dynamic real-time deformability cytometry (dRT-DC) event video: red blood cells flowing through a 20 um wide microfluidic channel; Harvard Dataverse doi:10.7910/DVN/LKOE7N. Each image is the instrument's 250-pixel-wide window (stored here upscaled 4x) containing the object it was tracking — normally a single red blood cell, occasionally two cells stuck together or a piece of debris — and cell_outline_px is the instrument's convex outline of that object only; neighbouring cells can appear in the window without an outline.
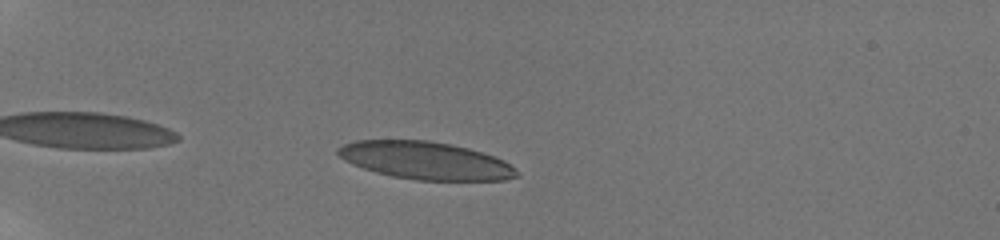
{"species": "human", "species_latin": "Homo sapiens", "temperature_condition": "room temperature", "stored_images_in_passage": 15, "camera_frame_rate_fps": 3000, "um_per_image_px": 0.085, "donor": {"sex": "male"}, "frame": {"image": 1, "passage_image": 5, "time_ms": 1.333, "image_size_px": [1000, 240], "cell_outline_px": [[520, 176], [504, 180], [416, 180], [392, 176], [376, 172], [352, 164], [344, 160], [336, 152], [336, 148], [344, 144], [356, 140], [428, 140], [452, 144], [468, 148], [504, 160], [516, 168], [520, 172]], "centroid_in_image_um": [36.18, 13.64], "position_along_channel_um": 48.8, "area_um2": 39.25}}
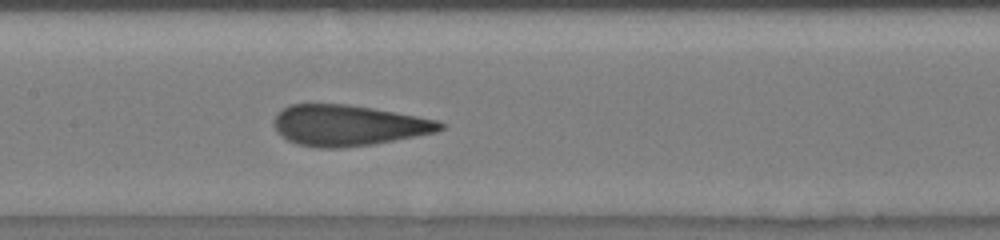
{"frame": {"image": 2, "passage_image": 15, "time_ms": 6.0, "image_size_px": [1000, 240], "cell_outline_px": [[444, 128], [436, 132], [416, 136], [372, 144], [344, 148], [320, 148], [296, 144], [288, 140], [276, 132], [276, 112], [288, 104], [348, 104], [372, 108], [416, 116], [436, 120], [444, 124]], "centroid_in_image_um": [29.57, 10.66], "position_along_channel_um": 177.8, "area_um2": 39.36}}